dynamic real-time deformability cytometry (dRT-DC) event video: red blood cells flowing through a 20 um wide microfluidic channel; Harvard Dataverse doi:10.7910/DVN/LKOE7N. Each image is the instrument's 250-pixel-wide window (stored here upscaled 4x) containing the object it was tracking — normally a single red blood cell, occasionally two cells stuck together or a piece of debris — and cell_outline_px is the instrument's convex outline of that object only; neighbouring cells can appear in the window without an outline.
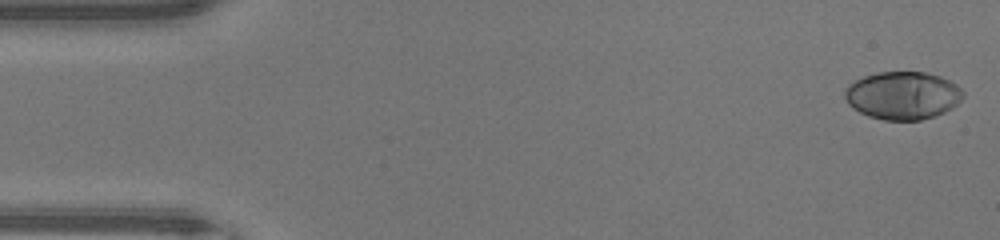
{"species": "human", "species_latin": "Homo sapiens", "temperature_condition": "warm", "stored_images_in_passage": 10, "camera_frame_rate_fps": 3000, "um_per_image_px": 0.085, "donor": {"sex": "male"}, "frame": {"image": 1, "passage_image": 1, "time_ms": 0.0, "image_size_px": [1000, 240], "cell_outline_px": [[964, 96], [952, 108], [936, 116], [920, 120], [884, 120], [868, 116], [852, 108], [848, 104], [844, 96], [844, 88], [848, 84], [864, 76], [876, 72], [924, 72], [940, 76], [956, 84], [964, 92]], "centroid_in_image_um": [76.71, 8.11], "position_along_channel_um": 8.3, "area_um2": 33.18}}